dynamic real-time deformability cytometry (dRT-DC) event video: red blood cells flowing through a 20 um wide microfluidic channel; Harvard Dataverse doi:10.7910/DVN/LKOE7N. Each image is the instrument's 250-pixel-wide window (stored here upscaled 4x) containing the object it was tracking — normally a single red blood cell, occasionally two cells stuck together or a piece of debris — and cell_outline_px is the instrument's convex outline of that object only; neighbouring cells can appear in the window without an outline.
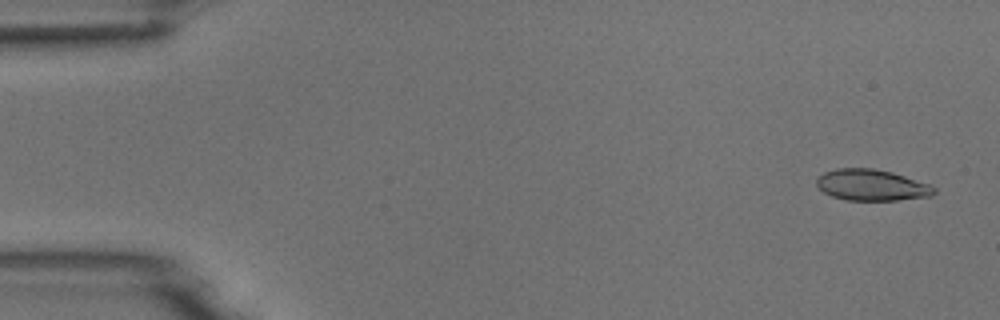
{"species": "common noctule bat (a hibernating species)", "species_latin": "Nyctalus noctula", "temperature_condition": "room temperature", "stored_images_in_passage": 4, "camera_frame_rate_fps": 3000, "um_per_image_px": 0.085, "animal": {"sex": "male", "body_mass_g": 18.8}, "frame": {"image": 1, "passage_image": 1, "time_ms": 0.0, "image_size_px": [1000, 320], "cell_outline_px": [[936, 192], [932, 196], [896, 200], [844, 200], [832, 196], [824, 192], [816, 184], [816, 180], [824, 172], [836, 168], [872, 168], [892, 172], [928, 184], [936, 188]], "centroid_in_image_um": [74.08, 15.73], "position_along_channel_um": 10.9, "area_um2": 21.27}}
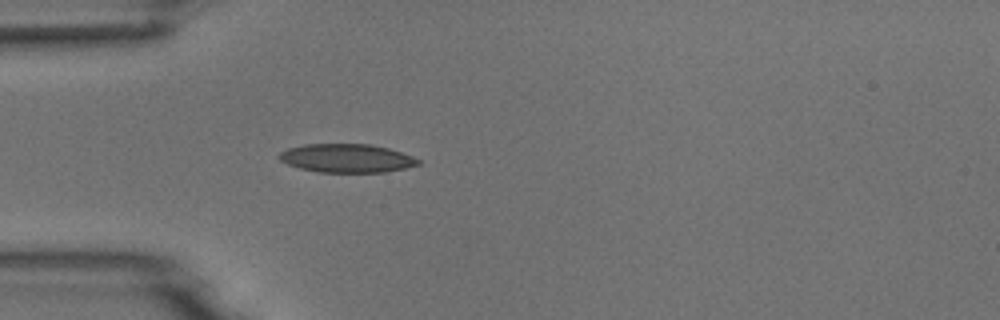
{"frame": {"image": 2, "passage_image": 4, "time_ms": 4.333, "image_size_px": [1000, 320], "cell_outline_px": [[420, 164], [404, 168], [384, 172], [316, 172], [300, 168], [288, 164], [280, 160], [276, 156], [280, 152], [288, 148], [304, 144], [368, 144], [388, 148], [412, 156], [420, 160]], "centroid_in_image_um": [29.43, 13.45], "position_along_channel_um": 55.6, "area_um2": 23.06}}